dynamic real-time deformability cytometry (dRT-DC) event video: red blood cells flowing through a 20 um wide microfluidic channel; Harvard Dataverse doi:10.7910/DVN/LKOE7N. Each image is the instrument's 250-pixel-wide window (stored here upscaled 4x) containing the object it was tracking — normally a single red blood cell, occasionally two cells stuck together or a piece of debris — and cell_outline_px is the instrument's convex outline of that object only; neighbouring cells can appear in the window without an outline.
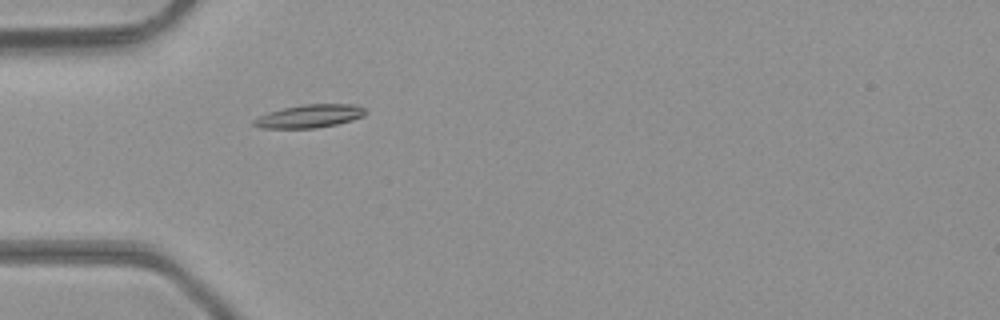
{"species": "common noctule bat (a hibernating species)", "species_latin": "Nyctalus noctula", "temperature_condition": "room temperature", "stored_images_in_passage": 2, "camera_frame_rate_fps": 3000, "um_per_image_px": 0.085, "animal": {"sex": "male", "body_mass_g": 23.1, "forearm_length_mm": 52.7}, "frame": {"image": 1, "passage_image": 2, "time_ms": 0.333, "image_size_px": [1000, 320], "cell_outline_px": [[368, 112], [364, 116], [352, 120], [336, 124], [316, 128], [260, 128], [252, 124], [252, 120], [268, 112], [284, 108], [304, 104], [356, 104], [364, 108]], "centroid_in_image_um": [26.33, 9.87], "position_along_channel_um": 58.7, "area_um2": 15.09}}